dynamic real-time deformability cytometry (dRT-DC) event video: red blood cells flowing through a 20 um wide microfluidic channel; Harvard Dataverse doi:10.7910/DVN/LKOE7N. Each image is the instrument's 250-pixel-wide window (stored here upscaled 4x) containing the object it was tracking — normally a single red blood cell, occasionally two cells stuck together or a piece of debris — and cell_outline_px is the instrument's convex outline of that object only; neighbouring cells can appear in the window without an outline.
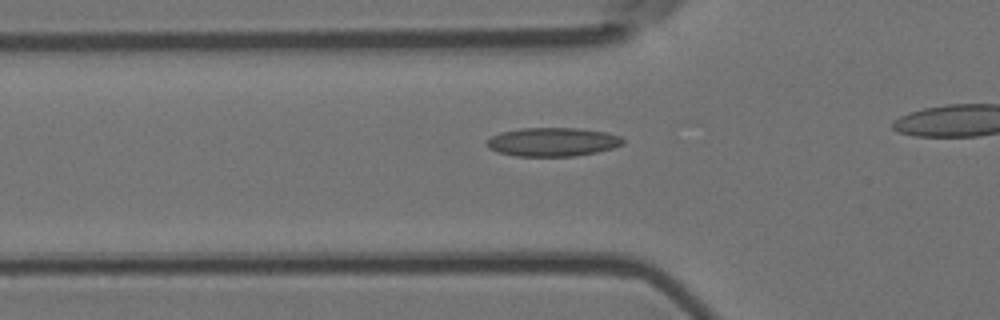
{"species": "Egyptian fruit bat (a non-hibernating species)", "species_latin": "Rousettus aegyptiacus", "temperature_condition": "room temperature", "stored_images_in_passage": 38, "camera_frame_rate_fps": 3000, "um_per_image_px": 0.085, "animal": {"sex": "female"}, "frame": {"image": 1, "passage_image": 12, "time_ms": 3.667, "image_size_px": [1000, 320], "cell_outline_px": [[624, 144], [612, 148], [596, 152], [572, 156], [516, 156], [500, 152], [488, 148], [488, 140], [492, 136], [500, 132], [520, 128], [580, 128], [604, 132], [620, 136], [624, 140]], "centroid_in_image_um": [46.99, 12.06], "position_along_channel_um": 78.8, "area_um2": 22.6}}
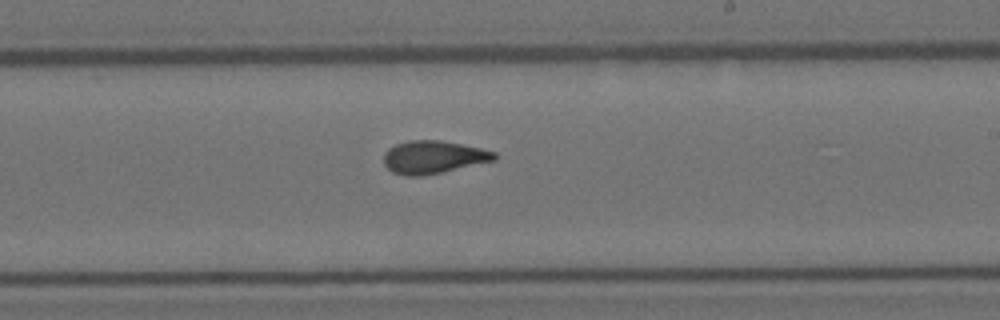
{"frame": {"image": 2, "passage_image": 26, "time_ms": 8.333, "image_size_px": [1000, 320], "cell_outline_px": [[496, 160], [440, 172], [420, 176], [404, 176], [392, 172], [384, 164], [384, 152], [388, 148], [396, 144], [412, 140], [436, 140], [460, 144], [480, 148], [496, 152]], "centroid_in_image_um": [36.8, 13.36], "position_along_channel_um": 252.2, "area_um2": 20.92}}
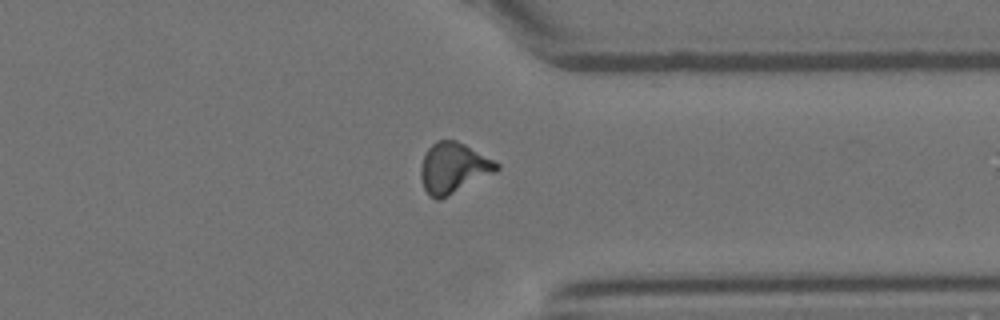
{"frame": {"image": 3, "passage_image": 36, "time_ms": 11.667, "image_size_px": [1000, 320], "cell_outline_px": [[500, 168], [496, 172], [440, 200], [436, 200], [428, 196], [424, 188], [420, 176], [420, 168], [424, 156], [428, 148], [436, 140], [456, 140], [464, 144], [500, 164]], "centroid_in_image_um": [38.52, 14.29], "position_along_channel_um": 372.9, "area_um2": 22.31}}